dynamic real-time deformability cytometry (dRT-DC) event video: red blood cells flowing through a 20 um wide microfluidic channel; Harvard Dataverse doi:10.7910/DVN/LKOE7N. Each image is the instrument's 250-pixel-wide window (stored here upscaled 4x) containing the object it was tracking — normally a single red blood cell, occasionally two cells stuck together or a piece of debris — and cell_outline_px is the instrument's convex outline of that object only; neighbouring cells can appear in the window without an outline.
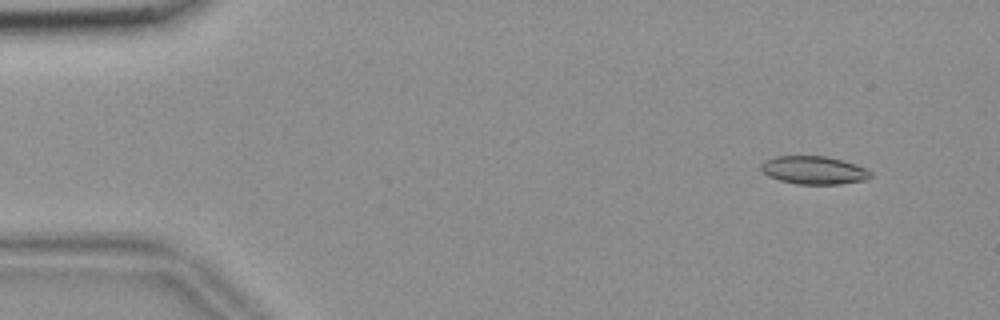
{"species": "common noctule bat (a hibernating species)", "species_latin": "Nyctalus noctula", "temperature_condition": "room temperature", "stored_images_in_passage": 55, "camera_frame_rate_fps": 3000, "um_per_image_px": 0.085, "animal": {"sex": "female", "body_mass_g": 18.4}, "frame": {"image": 1, "passage_image": 4, "time_ms": 1.0, "image_size_px": [1000, 320], "cell_outline_px": [[872, 176], [868, 180], [840, 184], [796, 184], [780, 180], [768, 176], [760, 168], [760, 164], [764, 160], [776, 156], [828, 156], [844, 160], [856, 164], [872, 172]], "centroid_in_image_um": [69.2, 14.46], "position_along_channel_um": 15.8, "area_um2": 18.15}}
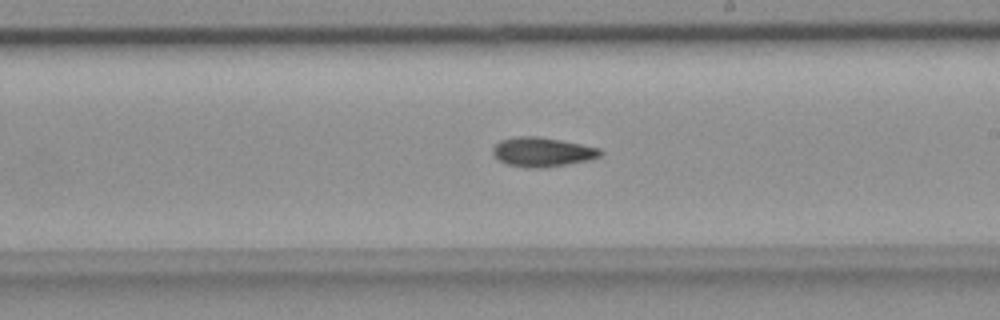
{"frame": {"image": 2, "passage_image": 31, "time_ms": 10.0, "image_size_px": [1000, 320], "cell_outline_px": [[604, 152], [600, 156], [588, 160], [568, 164], [544, 168], [524, 168], [508, 164], [496, 160], [492, 152], [492, 148], [500, 140], [512, 136], [536, 136], [560, 140], [600, 148]], "centroid_in_image_um": [46.05, 12.92], "position_along_channel_um": 242.9, "area_um2": 18.61}}
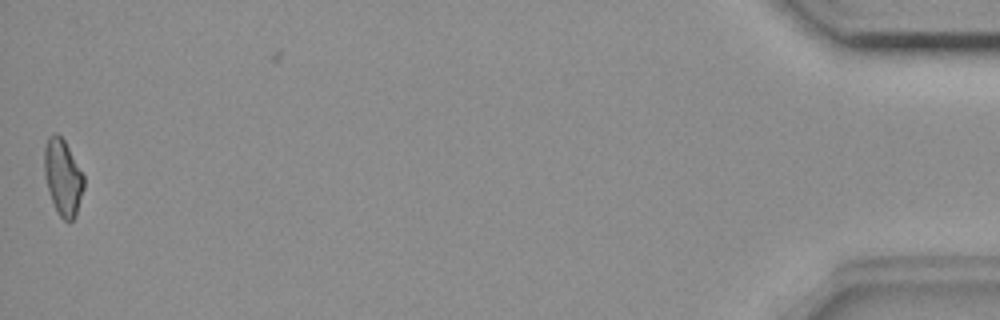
{"frame": {"image": 3, "passage_image": 54, "time_ms": 17.667, "image_size_px": [1000, 320], "cell_outline_px": [[84, 188], [76, 216], [68, 224], [60, 216], [52, 200], [44, 176], [44, 148], [48, 136], [56, 132], [64, 140], [84, 176]], "centroid_in_image_um": [5.34, 15.08], "position_along_channel_um": 429.9, "area_um2": 17.46}, "authors_computed_cell_mechanics": {"area_um2": 17.9758, "velocity_mm_per_s": 3.6896, "shape_relaxation_time_tau1_ms": null, "shape_relaxation_time_tau2_ms": 5.2362, "deformation_change_tau1": null, "deformation_change_tau2": 0.1121}}